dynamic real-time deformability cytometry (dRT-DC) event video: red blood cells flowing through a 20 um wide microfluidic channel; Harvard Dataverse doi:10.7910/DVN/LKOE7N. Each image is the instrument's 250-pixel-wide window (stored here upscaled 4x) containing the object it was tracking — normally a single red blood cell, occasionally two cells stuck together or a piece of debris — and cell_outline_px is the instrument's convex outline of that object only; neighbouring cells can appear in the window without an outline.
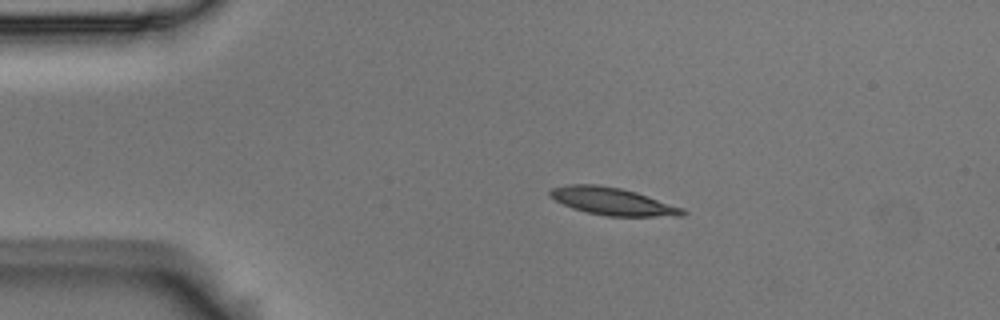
{"species": "Egyptian fruit bat (a non-hibernating species)", "species_latin": "Rousettus aegyptiacus", "temperature_condition": "room temperature", "stored_images_in_passage": 45, "camera_frame_rate_fps": 3000, "um_per_image_px": 0.085, "animal": {"sex": "male"}, "frame": {"image": 1, "passage_image": 1, "time_ms": 0.0, "image_size_px": [1000, 320], "cell_outline_px": [[688, 212], [684, 216], [608, 216], [588, 212], [572, 208], [548, 196], [548, 192], [552, 188], [568, 184], [596, 184], [620, 188], [636, 192], [684, 208]], "centroid_in_image_um": [52.08, 17.11], "position_along_channel_um": 32.9, "area_um2": 21.15}}
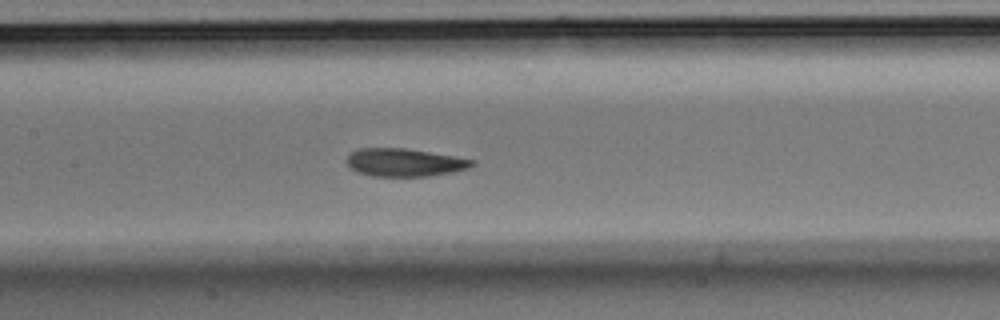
{"frame": {"image": 2, "passage_image": 16, "time_ms": 5.0, "image_size_px": [1000, 320], "cell_outline_px": [[476, 164], [468, 168], [452, 172], [428, 176], [372, 176], [356, 172], [344, 160], [352, 152], [360, 148], [404, 148], [456, 156], [476, 160]], "centroid_in_image_um": [34.4, 13.81], "position_along_channel_um": 173.0, "area_um2": 20.46}}
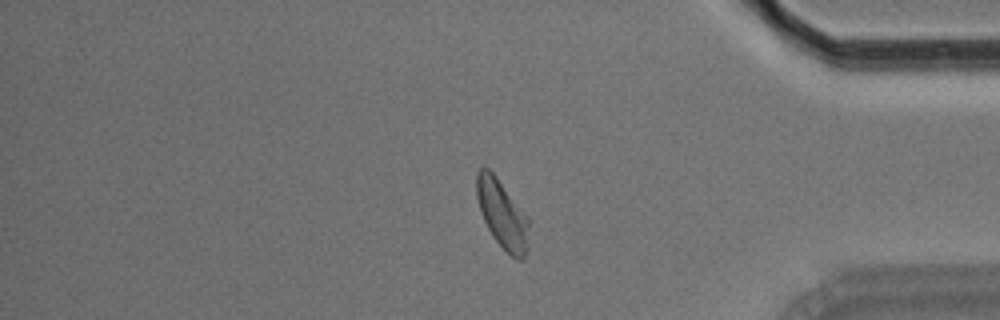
{"frame": {"image": 3, "passage_image": 36, "time_ms": 11.667, "image_size_px": [1000, 320], "cell_outline_px": [[528, 248], [524, 260], [516, 260], [492, 236], [484, 220], [476, 196], [476, 172], [480, 168], [488, 168], [496, 176], [528, 216]], "centroid_in_image_um": [42.7, 18.21], "position_along_channel_um": 392.5, "area_um2": 20.69}, "authors_computed_cell_mechanics": {"area_um2": 20.9814, "velocity_mm_per_s": 3.6618, "shape_relaxation_time_tau1_ms": 3.5862, "shape_relaxation_time_tau2_ms": 2.3603, "deformation_change_tau1": 0.1526, "deformation_change_tau2": 0.0825}}